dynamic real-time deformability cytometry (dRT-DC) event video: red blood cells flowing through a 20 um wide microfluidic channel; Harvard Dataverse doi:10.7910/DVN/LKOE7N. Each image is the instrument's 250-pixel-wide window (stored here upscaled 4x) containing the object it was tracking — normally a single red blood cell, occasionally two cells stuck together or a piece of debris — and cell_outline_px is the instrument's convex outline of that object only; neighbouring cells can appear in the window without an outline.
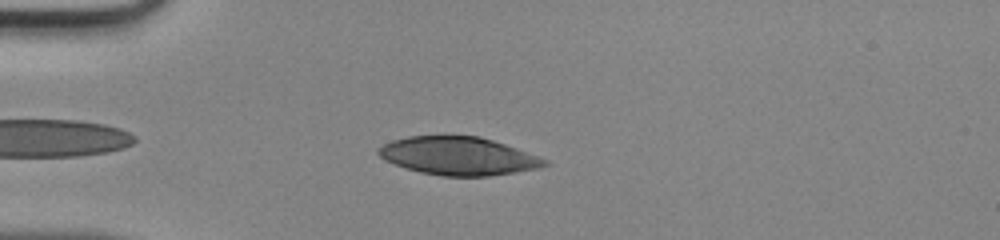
{"species": "human", "species_latin": "Homo sapiens", "temperature_condition": "room temperature", "stored_images_in_passage": 35, "camera_frame_rate_fps": 3000, "um_per_image_px": 0.085, "donor": {"sex": "male"}, "frame": {"image": 1, "passage_image": 4, "time_ms": 1.0, "image_size_px": [1000, 240], "cell_outline_px": [[548, 164], [540, 168], [488, 176], [444, 176], [420, 172], [384, 160], [376, 152], [376, 148], [392, 140], [408, 136], [444, 132], [480, 136], [516, 148], [548, 160]], "centroid_in_image_um": [38.91, 13.21], "position_along_channel_um": 46.1, "area_um2": 37.69}}
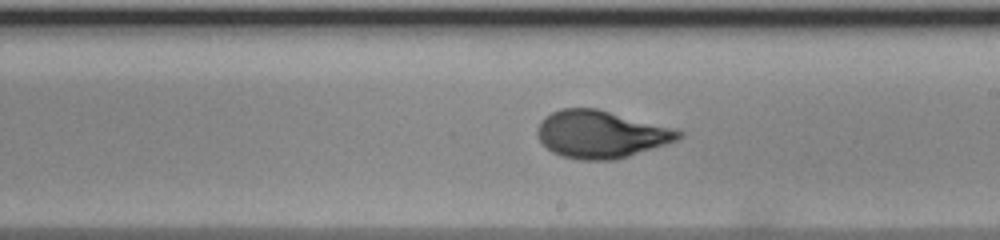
{"frame": {"image": 2, "passage_image": 19, "time_ms": 6.0, "image_size_px": [1000, 240], "cell_outline_px": [[684, 136], [676, 140], [616, 160], [580, 160], [564, 156], [552, 152], [540, 140], [536, 132], [536, 128], [540, 120], [552, 112], [560, 108], [596, 108], [676, 128], [684, 132]], "centroid_in_image_um": [51.08, 11.4], "position_along_channel_um": 237.9, "area_um2": 39.02}}
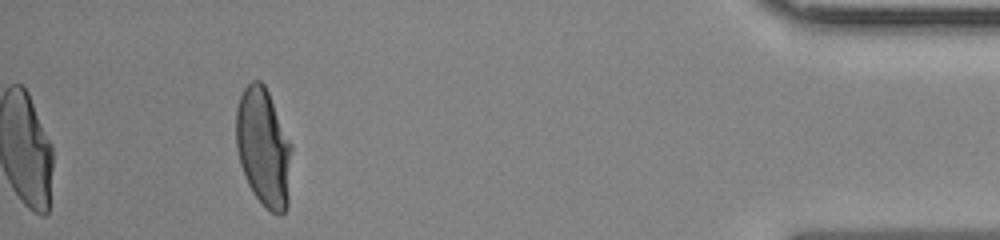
{"frame": {"image": 3, "passage_image": 35, "time_ms": 11.333, "image_size_px": [1000, 240], "cell_outline_px": [[292, 148], [288, 204], [284, 212], [280, 216], [264, 208], [252, 192], [248, 184], [240, 164], [236, 148], [236, 108], [240, 96], [244, 88], [252, 80], [260, 80], [264, 84], [268, 92]], "centroid_in_image_um": [22.38, 12.57], "position_along_channel_um": 412.8, "area_um2": 38.32}}